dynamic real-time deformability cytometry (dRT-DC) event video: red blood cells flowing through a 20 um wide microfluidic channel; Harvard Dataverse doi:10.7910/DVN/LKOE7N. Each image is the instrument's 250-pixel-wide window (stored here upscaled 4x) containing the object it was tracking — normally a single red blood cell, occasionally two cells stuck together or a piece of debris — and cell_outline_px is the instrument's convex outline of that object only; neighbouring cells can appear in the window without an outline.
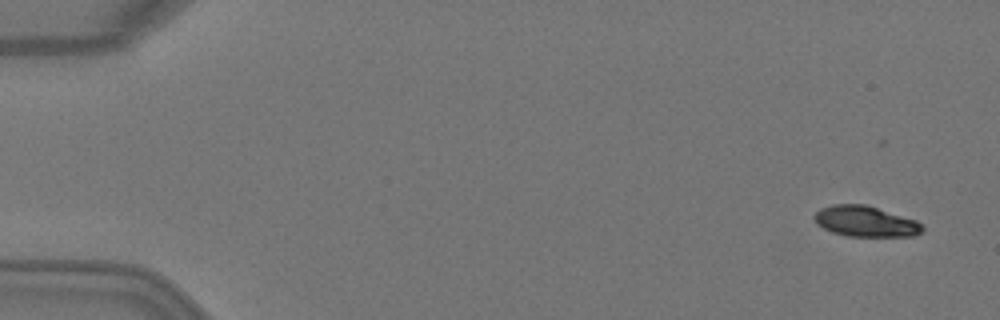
{"species": "Egyptian fruit bat (a non-hibernating species)", "species_latin": "Rousettus aegyptiacus", "temperature_condition": "warm", "stored_images_in_passage": 5, "camera_frame_rate_fps": 3000, "um_per_image_px": 0.085, "animal": {"sex": "female"}, "frame": {"image": 1, "passage_image": 1, "time_ms": 0.0, "image_size_px": [1000, 320], "cell_outline_px": [[924, 228], [920, 232], [912, 236], [848, 236], [832, 232], [816, 224], [812, 216], [820, 208], [832, 204], [868, 204], [916, 220]], "centroid_in_image_um": [73.53, 18.8], "position_along_channel_um": 11.5, "area_um2": 19.42}}
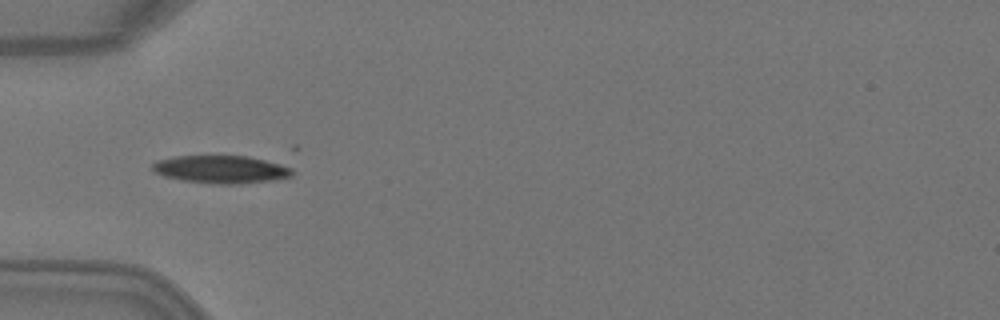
{"frame": {"image": 2, "passage_image": 5, "time_ms": 1.333, "image_size_px": [1000, 320], "cell_outline_px": [[292, 176], [272, 180], [236, 184], [212, 184], [180, 180], [164, 176], [152, 172], [152, 164], [156, 160], [176, 156], [248, 156], [280, 164], [292, 168]], "centroid_in_image_um": [18.73, 14.4], "position_along_channel_um": 66.3, "area_um2": 22.66}}